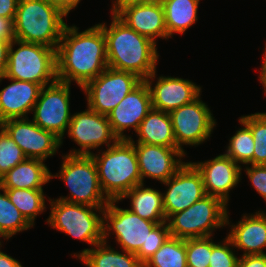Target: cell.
<instances>
[{
  "instance_id": "1",
  "label": "cell",
  "mask_w": 266,
  "mask_h": 267,
  "mask_svg": "<svg viewBox=\"0 0 266 267\" xmlns=\"http://www.w3.org/2000/svg\"><path fill=\"white\" fill-rule=\"evenodd\" d=\"M57 81L83 88L107 67L106 39L99 24L78 32L66 25L56 50Z\"/></svg>"
},
{
  "instance_id": "2",
  "label": "cell",
  "mask_w": 266,
  "mask_h": 267,
  "mask_svg": "<svg viewBox=\"0 0 266 267\" xmlns=\"http://www.w3.org/2000/svg\"><path fill=\"white\" fill-rule=\"evenodd\" d=\"M106 39L108 67L136 74L142 80L156 71L158 52L150 38L128 27L114 13L109 28L99 23Z\"/></svg>"
},
{
  "instance_id": "3",
  "label": "cell",
  "mask_w": 266,
  "mask_h": 267,
  "mask_svg": "<svg viewBox=\"0 0 266 267\" xmlns=\"http://www.w3.org/2000/svg\"><path fill=\"white\" fill-rule=\"evenodd\" d=\"M99 182L106 198L120 200L136 185L142 184L134 144L129 139H119L104 152L92 153Z\"/></svg>"
},
{
  "instance_id": "4",
  "label": "cell",
  "mask_w": 266,
  "mask_h": 267,
  "mask_svg": "<svg viewBox=\"0 0 266 267\" xmlns=\"http://www.w3.org/2000/svg\"><path fill=\"white\" fill-rule=\"evenodd\" d=\"M67 15L49 0H19L14 24L15 39L57 50Z\"/></svg>"
},
{
  "instance_id": "5",
  "label": "cell",
  "mask_w": 266,
  "mask_h": 267,
  "mask_svg": "<svg viewBox=\"0 0 266 267\" xmlns=\"http://www.w3.org/2000/svg\"><path fill=\"white\" fill-rule=\"evenodd\" d=\"M19 45L14 51L13 46ZM3 79H16L40 84L42 87L57 81L56 49L37 43L14 39L9 46L8 65Z\"/></svg>"
},
{
  "instance_id": "6",
  "label": "cell",
  "mask_w": 266,
  "mask_h": 267,
  "mask_svg": "<svg viewBox=\"0 0 266 267\" xmlns=\"http://www.w3.org/2000/svg\"><path fill=\"white\" fill-rule=\"evenodd\" d=\"M226 206L218 197L204 196L166 220L170 235L179 239L212 236L213 230L230 224Z\"/></svg>"
},
{
  "instance_id": "7",
  "label": "cell",
  "mask_w": 266,
  "mask_h": 267,
  "mask_svg": "<svg viewBox=\"0 0 266 267\" xmlns=\"http://www.w3.org/2000/svg\"><path fill=\"white\" fill-rule=\"evenodd\" d=\"M60 172L51 178L62 179L70 190V197L62 201L93 207H106L109 200L101 188L96 163L91 155H64Z\"/></svg>"
},
{
  "instance_id": "8",
  "label": "cell",
  "mask_w": 266,
  "mask_h": 267,
  "mask_svg": "<svg viewBox=\"0 0 266 267\" xmlns=\"http://www.w3.org/2000/svg\"><path fill=\"white\" fill-rule=\"evenodd\" d=\"M119 200H111L103 211V242L111 229L122 251L135 253L139 262H147L149 233L158 224L134 214L129 209L116 206Z\"/></svg>"
},
{
  "instance_id": "9",
  "label": "cell",
  "mask_w": 266,
  "mask_h": 267,
  "mask_svg": "<svg viewBox=\"0 0 266 267\" xmlns=\"http://www.w3.org/2000/svg\"><path fill=\"white\" fill-rule=\"evenodd\" d=\"M49 202L51 212L47 223L52 228L92 246L103 242V217L96 212L103 214L105 207L73 204L60 199H50Z\"/></svg>"
},
{
  "instance_id": "10",
  "label": "cell",
  "mask_w": 266,
  "mask_h": 267,
  "mask_svg": "<svg viewBox=\"0 0 266 267\" xmlns=\"http://www.w3.org/2000/svg\"><path fill=\"white\" fill-rule=\"evenodd\" d=\"M141 81L134 73L107 67L82 88L87 95V107L108 115Z\"/></svg>"
},
{
  "instance_id": "11",
  "label": "cell",
  "mask_w": 266,
  "mask_h": 267,
  "mask_svg": "<svg viewBox=\"0 0 266 267\" xmlns=\"http://www.w3.org/2000/svg\"><path fill=\"white\" fill-rule=\"evenodd\" d=\"M70 85L56 81L42 87L32 110V121L42 129L53 132L61 139V144L72 118L69 107Z\"/></svg>"
},
{
  "instance_id": "12",
  "label": "cell",
  "mask_w": 266,
  "mask_h": 267,
  "mask_svg": "<svg viewBox=\"0 0 266 267\" xmlns=\"http://www.w3.org/2000/svg\"><path fill=\"white\" fill-rule=\"evenodd\" d=\"M200 99L199 96L169 113L176 144L182 151V145L196 146L207 140L216 125L208 105Z\"/></svg>"
},
{
  "instance_id": "13",
  "label": "cell",
  "mask_w": 266,
  "mask_h": 267,
  "mask_svg": "<svg viewBox=\"0 0 266 267\" xmlns=\"http://www.w3.org/2000/svg\"><path fill=\"white\" fill-rule=\"evenodd\" d=\"M68 137L81 148L72 150L69 155H91V150L103 144L110 147L119 139L114 134L107 115L99 114L89 107L87 110L72 115L67 129Z\"/></svg>"
},
{
  "instance_id": "14",
  "label": "cell",
  "mask_w": 266,
  "mask_h": 267,
  "mask_svg": "<svg viewBox=\"0 0 266 267\" xmlns=\"http://www.w3.org/2000/svg\"><path fill=\"white\" fill-rule=\"evenodd\" d=\"M0 126L22 149L27 158L46 160L56 154L61 139L28 118L8 119Z\"/></svg>"
},
{
  "instance_id": "15",
  "label": "cell",
  "mask_w": 266,
  "mask_h": 267,
  "mask_svg": "<svg viewBox=\"0 0 266 267\" xmlns=\"http://www.w3.org/2000/svg\"><path fill=\"white\" fill-rule=\"evenodd\" d=\"M169 188L162 193L166 220L206 196L201 173L191 163L184 165L166 182Z\"/></svg>"
},
{
  "instance_id": "16",
  "label": "cell",
  "mask_w": 266,
  "mask_h": 267,
  "mask_svg": "<svg viewBox=\"0 0 266 267\" xmlns=\"http://www.w3.org/2000/svg\"><path fill=\"white\" fill-rule=\"evenodd\" d=\"M129 140L135 146L142 183L146 177L166 182L185 163L181 158L186 153L180 148L135 143L132 138Z\"/></svg>"
},
{
  "instance_id": "17",
  "label": "cell",
  "mask_w": 266,
  "mask_h": 267,
  "mask_svg": "<svg viewBox=\"0 0 266 267\" xmlns=\"http://www.w3.org/2000/svg\"><path fill=\"white\" fill-rule=\"evenodd\" d=\"M152 109L149 87L145 80H142L107 118L118 139H130L131 137L124 135L125 129L133 128L137 132L140 123Z\"/></svg>"
},
{
  "instance_id": "18",
  "label": "cell",
  "mask_w": 266,
  "mask_h": 267,
  "mask_svg": "<svg viewBox=\"0 0 266 267\" xmlns=\"http://www.w3.org/2000/svg\"><path fill=\"white\" fill-rule=\"evenodd\" d=\"M155 75L156 71L145 79L149 87L153 109L170 113L193 102L201 95L200 86L190 80L178 77L161 76L152 88V79H155Z\"/></svg>"
},
{
  "instance_id": "19",
  "label": "cell",
  "mask_w": 266,
  "mask_h": 267,
  "mask_svg": "<svg viewBox=\"0 0 266 267\" xmlns=\"http://www.w3.org/2000/svg\"><path fill=\"white\" fill-rule=\"evenodd\" d=\"M201 173L206 195L220 198L228 205L229 191L240 182L241 165L225 154L205 162H191Z\"/></svg>"
},
{
  "instance_id": "20",
  "label": "cell",
  "mask_w": 266,
  "mask_h": 267,
  "mask_svg": "<svg viewBox=\"0 0 266 267\" xmlns=\"http://www.w3.org/2000/svg\"><path fill=\"white\" fill-rule=\"evenodd\" d=\"M115 15L137 33L150 38L168 39L165 12L161 1L122 6Z\"/></svg>"
},
{
  "instance_id": "21",
  "label": "cell",
  "mask_w": 266,
  "mask_h": 267,
  "mask_svg": "<svg viewBox=\"0 0 266 267\" xmlns=\"http://www.w3.org/2000/svg\"><path fill=\"white\" fill-rule=\"evenodd\" d=\"M0 91V124L8 119L27 118L38 100L42 86L29 81L9 79Z\"/></svg>"
},
{
  "instance_id": "22",
  "label": "cell",
  "mask_w": 266,
  "mask_h": 267,
  "mask_svg": "<svg viewBox=\"0 0 266 267\" xmlns=\"http://www.w3.org/2000/svg\"><path fill=\"white\" fill-rule=\"evenodd\" d=\"M234 248L244 250L243 255L266 254V214L264 211L243 215L241 221L232 225L227 235Z\"/></svg>"
},
{
  "instance_id": "23",
  "label": "cell",
  "mask_w": 266,
  "mask_h": 267,
  "mask_svg": "<svg viewBox=\"0 0 266 267\" xmlns=\"http://www.w3.org/2000/svg\"><path fill=\"white\" fill-rule=\"evenodd\" d=\"M43 162L40 159L26 158L0 178V188L43 189L52 175Z\"/></svg>"
},
{
  "instance_id": "24",
  "label": "cell",
  "mask_w": 266,
  "mask_h": 267,
  "mask_svg": "<svg viewBox=\"0 0 266 267\" xmlns=\"http://www.w3.org/2000/svg\"><path fill=\"white\" fill-rule=\"evenodd\" d=\"M136 133L139 136L137 143L179 148L167 112L152 109L142 120Z\"/></svg>"
},
{
  "instance_id": "25",
  "label": "cell",
  "mask_w": 266,
  "mask_h": 267,
  "mask_svg": "<svg viewBox=\"0 0 266 267\" xmlns=\"http://www.w3.org/2000/svg\"><path fill=\"white\" fill-rule=\"evenodd\" d=\"M123 198H131L129 210L141 218L158 224L166 221L162 193L159 190L144 188L142 183L133 187L119 201Z\"/></svg>"
},
{
  "instance_id": "26",
  "label": "cell",
  "mask_w": 266,
  "mask_h": 267,
  "mask_svg": "<svg viewBox=\"0 0 266 267\" xmlns=\"http://www.w3.org/2000/svg\"><path fill=\"white\" fill-rule=\"evenodd\" d=\"M123 252L112 249L106 241L94 245V248L84 249L78 255L74 253L73 256L78 257L87 267H143L135 253Z\"/></svg>"
},
{
  "instance_id": "27",
  "label": "cell",
  "mask_w": 266,
  "mask_h": 267,
  "mask_svg": "<svg viewBox=\"0 0 266 267\" xmlns=\"http://www.w3.org/2000/svg\"><path fill=\"white\" fill-rule=\"evenodd\" d=\"M165 12L168 38L174 33L183 34L198 20L200 0H161Z\"/></svg>"
},
{
  "instance_id": "28",
  "label": "cell",
  "mask_w": 266,
  "mask_h": 267,
  "mask_svg": "<svg viewBox=\"0 0 266 267\" xmlns=\"http://www.w3.org/2000/svg\"><path fill=\"white\" fill-rule=\"evenodd\" d=\"M143 267H188L186 239L170 236Z\"/></svg>"
},
{
  "instance_id": "29",
  "label": "cell",
  "mask_w": 266,
  "mask_h": 267,
  "mask_svg": "<svg viewBox=\"0 0 266 267\" xmlns=\"http://www.w3.org/2000/svg\"><path fill=\"white\" fill-rule=\"evenodd\" d=\"M10 201L25 219L34 226L36 216L45 210L43 189H5Z\"/></svg>"
},
{
  "instance_id": "30",
  "label": "cell",
  "mask_w": 266,
  "mask_h": 267,
  "mask_svg": "<svg viewBox=\"0 0 266 267\" xmlns=\"http://www.w3.org/2000/svg\"><path fill=\"white\" fill-rule=\"evenodd\" d=\"M0 233L9 239L18 232L27 230L32 225L25 219L16 206L10 201L5 189L0 188Z\"/></svg>"
},
{
  "instance_id": "31",
  "label": "cell",
  "mask_w": 266,
  "mask_h": 267,
  "mask_svg": "<svg viewBox=\"0 0 266 267\" xmlns=\"http://www.w3.org/2000/svg\"><path fill=\"white\" fill-rule=\"evenodd\" d=\"M241 126L235 135L230 138L226 156L230 157L237 164H253L254 140L250 128L239 119Z\"/></svg>"
},
{
  "instance_id": "32",
  "label": "cell",
  "mask_w": 266,
  "mask_h": 267,
  "mask_svg": "<svg viewBox=\"0 0 266 267\" xmlns=\"http://www.w3.org/2000/svg\"><path fill=\"white\" fill-rule=\"evenodd\" d=\"M240 119L250 128L254 140L253 164L266 165V113L241 116Z\"/></svg>"
},
{
  "instance_id": "33",
  "label": "cell",
  "mask_w": 266,
  "mask_h": 267,
  "mask_svg": "<svg viewBox=\"0 0 266 267\" xmlns=\"http://www.w3.org/2000/svg\"><path fill=\"white\" fill-rule=\"evenodd\" d=\"M26 158L22 149L0 126V178Z\"/></svg>"
},
{
  "instance_id": "34",
  "label": "cell",
  "mask_w": 266,
  "mask_h": 267,
  "mask_svg": "<svg viewBox=\"0 0 266 267\" xmlns=\"http://www.w3.org/2000/svg\"><path fill=\"white\" fill-rule=\"evenodd\" d=\"M213 242L211 236L186 239L188 267H209Z\"/></svg>"
},
{
  "instance_id": "35",
  "label": "cell",
  "mask_w": 266,
  "mask_h": 267,
  "mask_svg": "<svg viewBox=\"0 0 266 267\" xmlns=\"http://www.w3.org/2000/svg\"><path fill=\"white\" fill-rule=\"evenodd\" d=\"M228 237L212 246L209 267H238L239 258L234 254Z\"/></svg>"
},
{
  "instance_id": "36",
  "label": "cell",
  "mask_w": 266,
  "mask_h": 267,
  "mask_svg": "<svg viewBox=\"0 0 266 267\" xmlns=\"http://www.w3.org/2000/svg\"><path fill=\"white\" fill-rule=\"evenodd\" d=\"M167 222L157 224L149 233L147 261L170 237Z\"/></svg>"
},
{
  "instance_id": "37",
  "label": "cell",
  "mask_w": 266,
  "mask_h": 267,
  "mask_svg": "<svg viewBox=\"0 0 266 267\" xmlns=\"http://www.w3.org/2000/svg\"><path fill=\"white\" fill-rule=\"evenodd\" d=\"M245 169L252 186L266 201V165L251 164V167Z\"/></svg>"
},
{
  "instance_id": "38",
  "label": "cell",
  "mask_w": 266,
  "mask_h": 267,
  "mask_svg": "<svg viewBox=\"0 0 266 267\" xmlns=\"http://www.w3.org/2000/svg\"><path fill=\"white\" fill-rule=\"evenodd\" d=\"M238 267H266V254L242 255Z\"/></svg>"
},
{
  "instance_id": "39",
  "label": "cell",
  "mask_w": 266,
  "mask_h": 267,
  "mask_svg": "<svg viewBox=\"0 0 266 267\" xmlns=\"http://www.w3.org/2000/svg\"><path fill=\"white\" fill-rule=\"evenodd\" d=\"M13 21L14 19L0 16V38L7 41H13L15 39Z\"/></svg>"
},
{
  "instance_id": "40",
  "label": "cell",
  "mask_w": 266,
  "mask_h": 267,
  "mask_svg": "<svg viewBox=\"0 0 266 267\" xmlns=\"http://www.w3.org/2000/svg\"><path fill=\"white\" fill-rule=\"evenodd\" d=\"M19 0H0V16L14 19Z\"/></svg>"
},
{
  "instance_id": "41",
  "label": "cell",
  "mask_w": 266,
  "mask_h": 267,
  "mask_svg": "<svg viewBox=\"0 0 266 267\" xmlns=\"http://www.w3.org/2000/svg\"><path fill=\"white\" fill-rule=\"evenodd\" d=\"M12 41L0 38V76H4L8 65V51Z\"/></svg>"
},
{
  "instance_id": "42",
  "label": "cell",
  "mask_w": 266,
  "mask_h": 267,
  "mask_svg": "<svg viewBox=\"0 0 266 267\" xmlns=\"http://www.w3.org/2000/svg\"><path fill=\"white\" fill-rule=\"evenodd\" d=\"M52 4L61 9L66 15L77 7L81 0H49Z\"/></svg>"
},
{
  "instance_id": "43",
  "label": "cell",
  "mask_w": 266,
  "mask_h": 267,
  "mask_svg": "<svg viewBox=\"0 0 266 267\" xmlns=\"http://www.w3.org/2000/svg\"><path fill=\"white\" fill-rule=\"evenodd\" d=\"M155 1H161V0H116L113 2L112 12L116 13L122 6L130 5V4H137V3H150Z\"/></svg>"
},
{
  "instance_id": "44",
  "label": "cell",
  "mask_w": 266,
  "mask_h": 267,
  "mask_svg": "<svg viewBox=\"0 0 266 267\" xmlns=\"http://www.w3.org/2000/svg\"><path fill=\"white\" fill-rule=\"evenodd\" d=\"M0 267H23L21 263L0 250Z\"/></svg>"
},
{
  "instance_id": "45",
  "label": "cell",
  "mask_w": 266,
  "mask_h": 267,
  "mask_svg": "<svg viewBox=\"0 0 266 267\" xmlns=\"http://www.w3.org/2000/svg\"><path fill=\"white\" fill-rule=\"evenodd\" d=\"M265 53L263 54L264 55V58H263V63L261 65V73L259 75V78H260V82L262 83L263 87H264V90H265V94H266V44H265Z\"/></svg>"
},
{
  "instance_id": "46",
  "label": "cell",
  "mask_w": 266,
  "mask_h": 267,
  "mask_svg": "<svg viewBox=\"0 0 266 267\" xmlns=\"http://www.w3.org/2000/svg\"><path fill=\"white\" fill-rule=\"evenodd\" d=\"M0 237H3L4 238V236L0 233ZM0 247H1V241H0Z\"/></svg>"
}]
</instances>
